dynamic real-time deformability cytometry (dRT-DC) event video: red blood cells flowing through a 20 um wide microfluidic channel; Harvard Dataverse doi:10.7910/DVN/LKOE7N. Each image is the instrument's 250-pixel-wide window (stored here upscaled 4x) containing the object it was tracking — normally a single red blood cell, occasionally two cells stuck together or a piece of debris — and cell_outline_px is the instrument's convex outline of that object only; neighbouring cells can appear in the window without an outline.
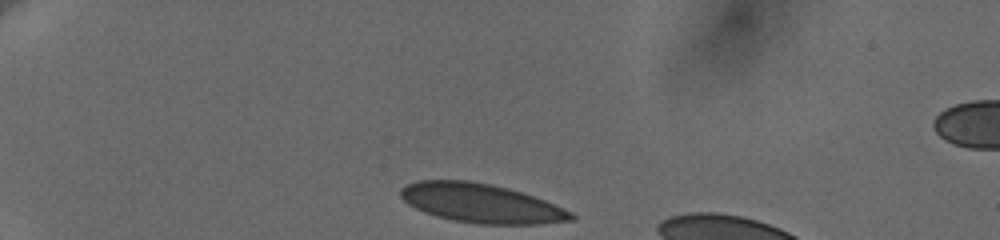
{"species": "human", "species_latin": "Homo sapiens", "temperature_condition": "cold", "stored_images_in_passage": 37, "camera_frame_rate_fps": 3000, "um_per_image_px": 0.085, "donor": {"sex": "female"}, "frame": {"image": 1, "passage_image": 1, "time_ms": 0.0, "image_size_px": [1000, 240], "cell_outline_px": [[576, 216], [572, 220], [540, 224], [480, 224], [452, 220], [436, 216], [424, 212], [408, 204], [400, 196], [400, 188], [416, 180], [468, 180], [492, 184], [508, 188], [544, 200], [572, 212]], "centroid_in_image_um": [40.86, 17.27], "position_along_channel_um": 44.1, "area_um2": 38.73}}
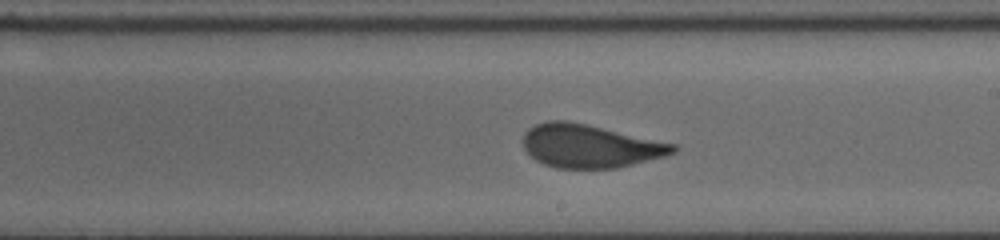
{"frame": {"image": 2, "passage_image": 22, "time_ms": 7.0, "image_size_px": [1000, 240], "cell_outline_px": [[680, 148], [676, 152], [664, 156], [616, 168], [556, 168], [544, 164], [536, 160], [524, 148], [524, 132], [528, 128], [536, 124], [548, 120], [568, 120], [588, 124], [676, 144]], "centroid_in_image_um": [50.15, 12.4], "position_along_channel_um": 238.8, "area_um2": 37.8}}
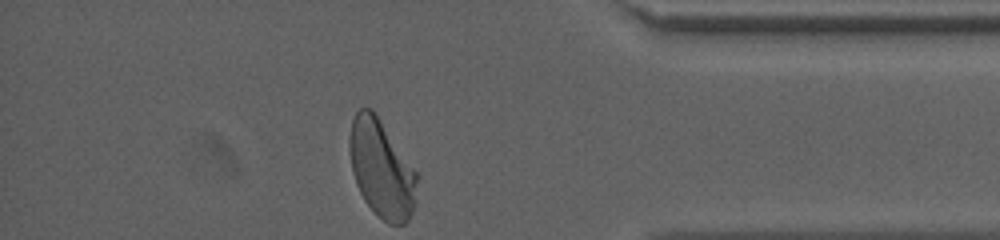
{"frame": {"image": 3, "passage_image": 37, "time_ms": 12.0, "image_size_px": [1000, 240], "cell_outline_px": [[416, 204], [408, 220], [404, 224], [388, 224], [364, 200], [356, 184], [352, 172], [348, 148], [348, 140], [352, 120], [356, 112], [360, 108], [372, 108], [376, 112], [416, 172]], "centroid_in_image_um": [32.4, 14.32], "position_along_channel_um": 402.8, "area_um2": 38.32}, "authors_computed_cell_mechanics": {"area_um2": 38.726, "velocity_mm_per_s": 3.6196, "shape_relaxation_time_tau1_ms": 4.1923, "shape_relaxation_time_tau2_ms": null, "deformation_change_tau1": 0.1508, "deformation_change_tau2": null}}